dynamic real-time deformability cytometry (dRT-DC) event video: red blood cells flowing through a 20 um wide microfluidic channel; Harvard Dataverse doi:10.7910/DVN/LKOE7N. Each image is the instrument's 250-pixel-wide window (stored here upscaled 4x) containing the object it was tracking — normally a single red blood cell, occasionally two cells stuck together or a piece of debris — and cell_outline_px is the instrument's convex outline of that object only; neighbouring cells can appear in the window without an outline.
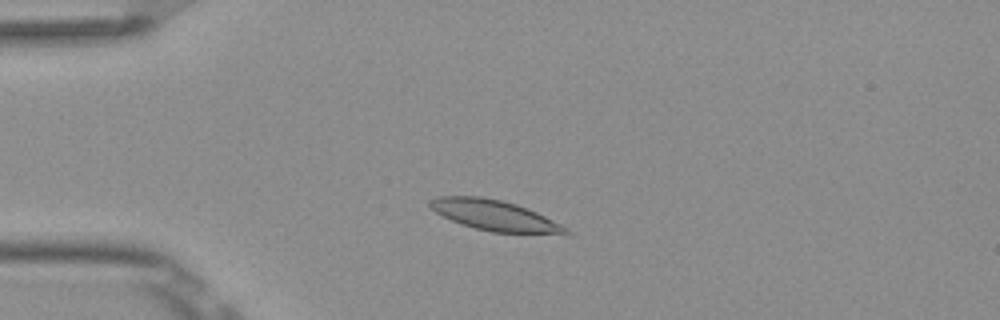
{"species": "Egyptian fruit bat (a non-hibernating species)", "species_latin": "Rousettus aegyptiacus", "temperature_condition": "room temperature", "stored_images_in_passage": 24, "camera_frame_rate_fps": 3000, "um_per_image_px": 0.085, "frame": {"image": 1, "passage_image": 10, "time_ms": 3.0, "image_size_px": [1000, 320], "cell_outline_px": [[572, 236], [568, 236], [492, 232], [476, 228], [452, 220], [436, 212], [428, 204], [428, 200], [440, 196], [480, 196], [500, 200], [516, 204], [528, 208], [568, 228], [572, 232]], "centroid_in_image_um": [42.17, 18.34], "position_along_channel_um": 42.8, "area_um2": 24.45}}
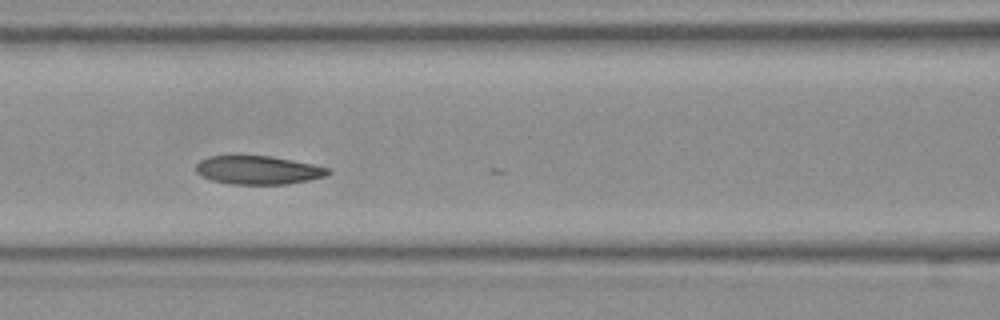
{"frame": {"image": 2, "passage_image": 20, "time_ms": 6.333, "image_size_px": [1000, 320], "cell_outline_px": [[332, 172], [324, 176], [308, 180], [288, 184], [228, 184], [212, 180], [200, 176], [196, 172], [196, 164], [200, 160], [208, 156], [268, 156], [292, 160], [332, 168]], "centroid_in_image_um": [21.93, 14.46], "position_along_channel_um": 144.7, "area_um2": 21.96}}
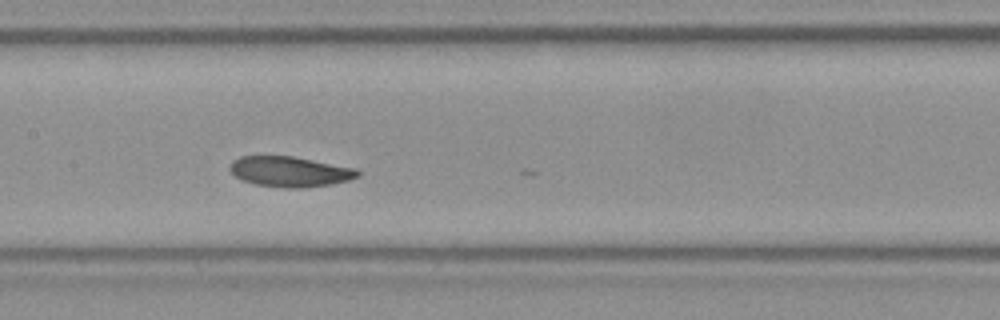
{"frame": {"image": 3, "passage_image": 23, "time_ms": 7.333, "image_size_px": [1000, 320], "cell_outline_px": [[360, 176], [348, 180], [332, 184], [304, 188], [284, 188], [256, 184], [244, 180], [236, 176], [228, 168], [232, 160], [240, 156], [292, 156], [356, 168], [360, 172]], "centroid_in_image_um": [24.65, 14.59], "position_along_channel_um": 182.7, "area_um2": 22.6}}